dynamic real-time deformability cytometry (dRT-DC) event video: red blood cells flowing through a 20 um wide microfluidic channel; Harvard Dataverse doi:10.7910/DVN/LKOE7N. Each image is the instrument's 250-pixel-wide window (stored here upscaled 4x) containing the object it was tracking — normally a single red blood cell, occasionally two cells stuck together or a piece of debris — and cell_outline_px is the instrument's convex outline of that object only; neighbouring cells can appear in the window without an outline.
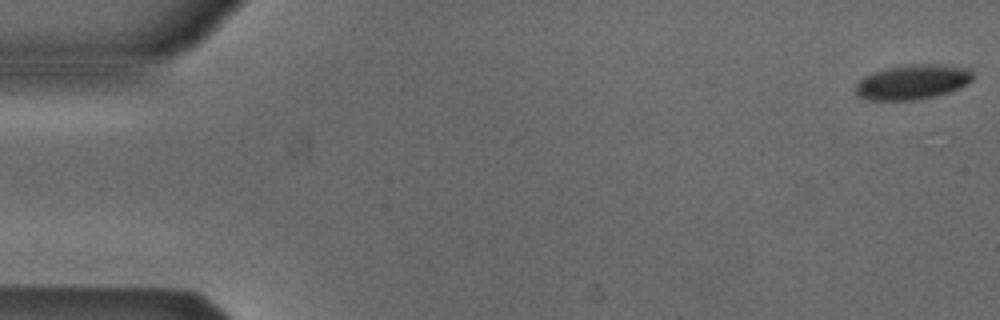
{"species": "Egyptian fruit bat (a non-hibernating species)", "species_latin": "Rousettus aegyptiacus", "temperature_condition": "cold", "stored_images_in_passage": 53, "camera_frame_rate_fps": 3000, "um_per_image_px": 0.085, "animal": {"sex": "male"}, "frame": {"image": 1, "passage_image": 1, "time_ms": 0.0, "image_size_px": [1000, 320], "cell_outline_px": [[972, 80], [952, 92], [936, 96], [916, 100], [868, 100], [860, 96], [856, 92], [856, 84], [864, 76], [888, 68], [908, 64], [944, 64], [968, 68], [972, 72]], "centroid_in_image_um": [77.6, 6.97], "position_along_channel_um": 7.4, "area_um2": 23.76}}
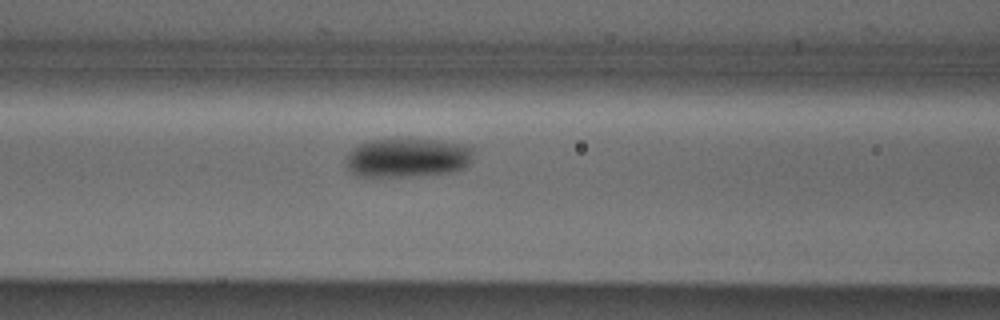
{"frame": {"image": 2, "passage_image": 22, "time_ms": 7.0, "image_size_px": [1000, 320], "cell_outline_px": [[472, 156], [468, 164], [464, 168], [452, 172], [416, 176], [356, 176], [348, 168], [344, 160], [348, 152], [352, 148], [368, 140], [396, 136], [444, 140], [460, 144], [472, 148]], "centroid_in_image_um": [34.59, 13.35], "position_along_channel_um": 132.0, "area_um2": 30.06}}
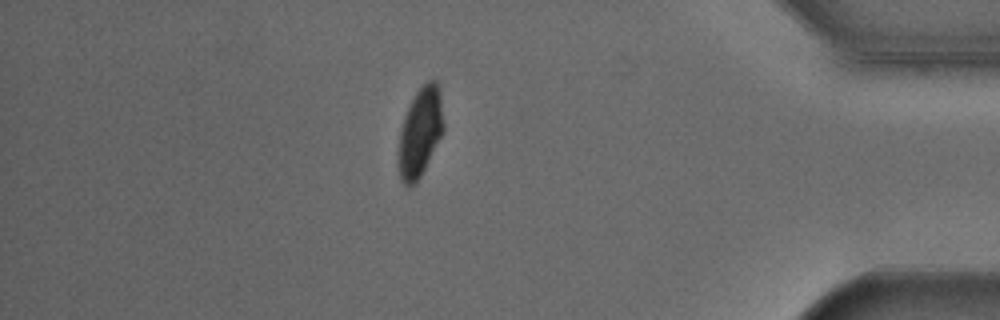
{"frame": {"image": 3, "passage_image": 46, "time_ms": 15.0, "image_size_px": [1000, 320], "cell_outline_px": [[444, 132], [416, 184], [408, 188], [400, 180], [400, 132], [404, 116], [416, 92], [428, 80], [436, 80], [440, 84], [444, 124]], "centroid_in_image_um": [35.76, 11.21], "position_along_channel_um": 399.4, "area_um2": 23.29}, "authors_computed_cell_mechanics": {"area_um2": 26.299, "velocity_mm_per_s": 3.8501, "shape_relaxation_time_tau1_ms": 2.2822, "shape_relaxation_time_tau2_ms": null, "deformation_change_tau1": 0.1002, "deformation_change_tau2": null}}